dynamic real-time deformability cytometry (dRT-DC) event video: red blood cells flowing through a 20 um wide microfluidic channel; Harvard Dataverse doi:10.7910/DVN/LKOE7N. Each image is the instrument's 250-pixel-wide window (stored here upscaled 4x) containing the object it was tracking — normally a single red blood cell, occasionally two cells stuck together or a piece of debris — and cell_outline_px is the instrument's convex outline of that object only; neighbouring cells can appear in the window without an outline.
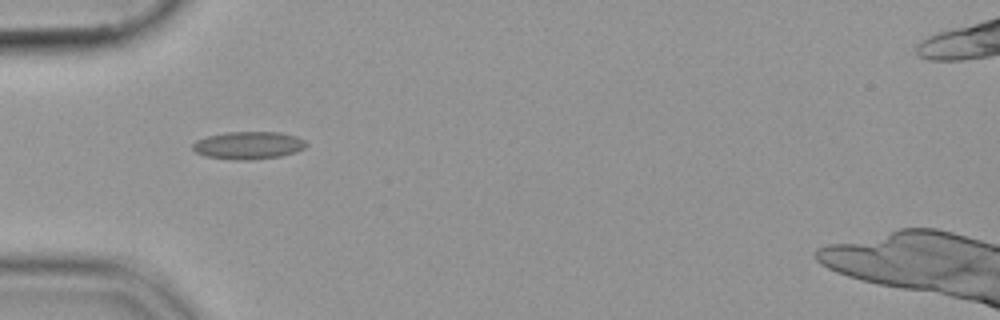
{"species": "common noctule bat (a hibernating species)", "species_latin": "Nyctalus noctula", "temperature_condition": "cold", "stored_images_in_passage": 41, "camera_frame_rate_fps": 3000, "um_per_image_px": 0.085, "animal": {"sex": "female", "body_mass_g": 19.9}, "frame": {"image": 1, "passage_image": 6, "time_ms": 1.667, "image_size_px": [1000, 320], "cell_outline_px": [[308, 144], [304, 148], [296, 152], [280, 156], [248, 160], [236, 160], [204, 156], [196, 152], [192, 148], [192, 144], [196, 140], [208, 136], [228, 132], [280, 132], [296, 136], [304, 140]], "centroid_in_image_um": [21.12, 12.35], "position_along_channel_um": 63.9, "area_um2": 18.26}}
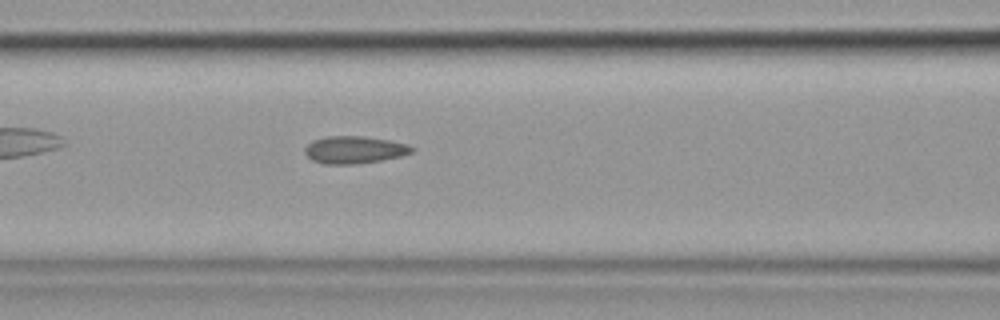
{"frame": {"image": 2, "passage_image": 12, "time_ms": 3.667, "image_size_px": [1000, 320], "cell_outline_px": [[416, 148], [412, 152], [400, 156], [380, 160], [356, 164], [324, 164], [312, 160], [304, 152], [304, 148], [312, 140], [324, 136], [364, 136], [388, 140], [408, 144]], "centroid_in_image_um": [30.1, 12.72], "position_along_channel_um": 136.5, "area_um2": 17.11}}
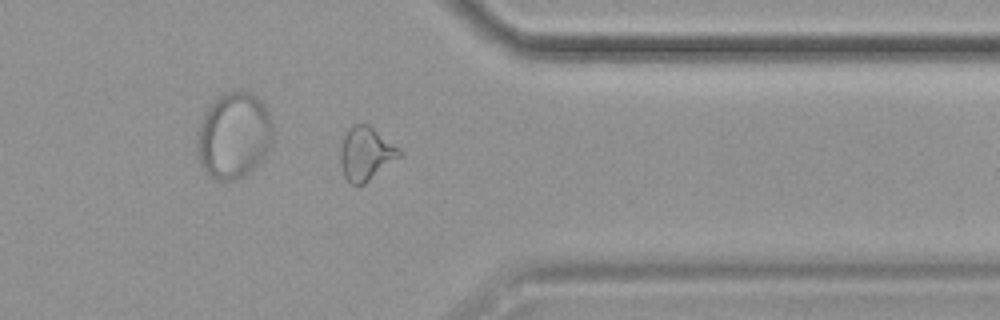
{"frame": {"image": 3, "passage_image": 32, "time_ms": 10.333, "image_size_px": [1000, 320], "cell_outline_px": [[404, 152], [400, 156], [364, 184], [352, 184], [344, 176], [340, 164], [340, 148], [344, 136], [348, 128], [352, 124], [368, 124], [400, 148]], "centroid_in_image_um": [31.09, 13.04], "position_along_channel_um": 380.3, "area_um2": 18.26}}